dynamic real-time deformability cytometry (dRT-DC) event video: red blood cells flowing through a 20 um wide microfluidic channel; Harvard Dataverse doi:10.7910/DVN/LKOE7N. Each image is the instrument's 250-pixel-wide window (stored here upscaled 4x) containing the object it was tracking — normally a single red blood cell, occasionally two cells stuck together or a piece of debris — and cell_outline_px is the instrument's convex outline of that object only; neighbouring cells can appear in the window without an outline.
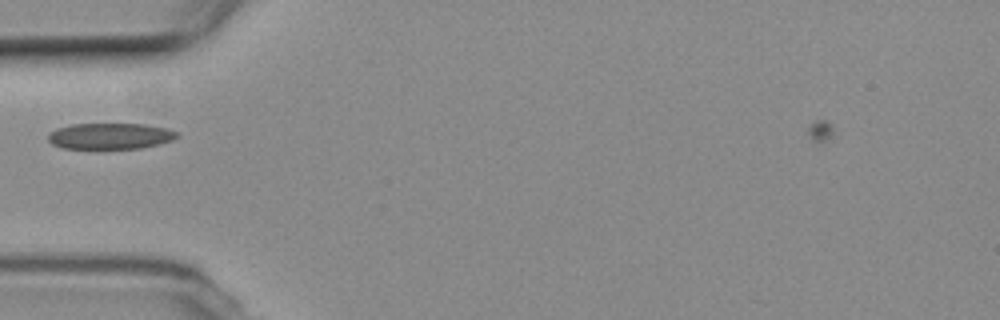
{"species": "common noctule bat (a hibernating species)", "species_latin": "Nyctalus noctula", "temperature_condition": "room temperature", "stored_images_in_passage": 2, "camera_frame_rate_fps": 3000, "um_per_image_px": 0.085, "animal": {"sex": "female", "body_mass_g": 19.3, "forearm_length_mm": 54.1}, "frame": {"image": 1, "passage_image": 1, "time_ms": 0.0, "image_size_px": [1000, 320], "cell_outline_px": [[180, 136], [172, 140], [160, 144], [140, 148], [64, 148], [52, 144], [48, 140], [48, 132], [56, 128], [72, 124], [144, 124], [168, 128], [180, 132]], "centroid_in_image_um": [9.4, 11.55], "position_along_channel_um": 75.6, "area_um2": 19.71}}
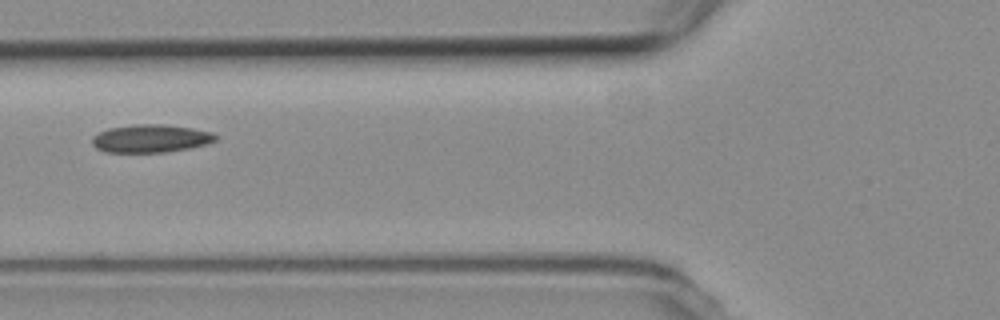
{"frame": {"image": 2, "passage_image": 2, "time_ms": 1.0, "image_size_px": [1000, 320], "cell_outline_px": [[220, 136], [216, 140], [204, 144], [188, 148], [164, 152], [104, 152], [96, 148], [92, 144], [92, 136], [96, 132], [108, 128], [132, 124], [164, 124], [192, 128], [212, 132]], "centroid_in_image_um": [12.77, 11.76], "position_along_channel_um": 113.0, "area_um2": 20.29}}